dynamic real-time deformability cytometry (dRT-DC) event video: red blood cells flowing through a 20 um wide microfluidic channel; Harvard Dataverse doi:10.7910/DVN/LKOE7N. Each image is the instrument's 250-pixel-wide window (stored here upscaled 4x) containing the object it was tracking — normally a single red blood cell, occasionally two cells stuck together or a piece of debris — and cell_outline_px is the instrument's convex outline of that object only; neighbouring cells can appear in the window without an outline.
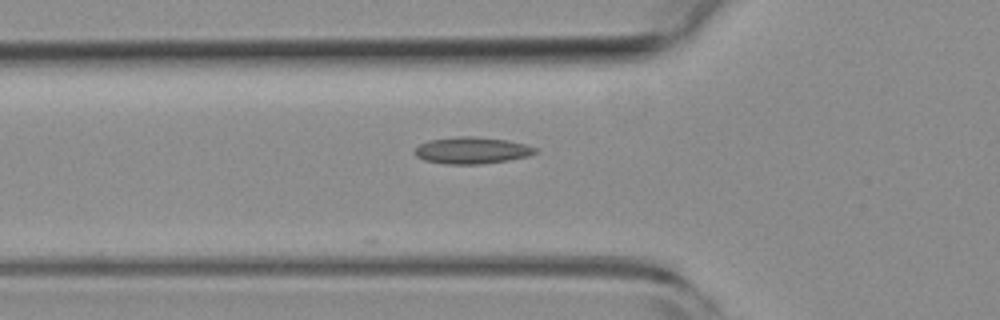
{"species": "common noctule bat (a hibernating species)", "species_latin": "Nyctalus noctula", "temperature_condition": "room temperature", "stored_images_in_passage": 3, "camera_frame_rate_fps": 3000, "um_per_image_px": 0.085, "animal": {"sex": "female", "body_mass_g": 19.3, "forearm_length_mm": 54.1}, "frame": {"image": 1, "passage_image": 3, "time_ms": 0.667, "image_size_px": [1000, 320], "cell_outline_px": [[540, 152], [528, 156], [508, 160], [480, 164], [444, 164], [424, 160], [416, 156], [412, 152], [420, 144], [428, 140], [456, 136], [472, 136], [508, 140], [524, 144], [536, 148]], "centroid_in_image_um": [40.09, 12.78], "position_along_channel_um": 85.7, "area_um2": 18.9}}